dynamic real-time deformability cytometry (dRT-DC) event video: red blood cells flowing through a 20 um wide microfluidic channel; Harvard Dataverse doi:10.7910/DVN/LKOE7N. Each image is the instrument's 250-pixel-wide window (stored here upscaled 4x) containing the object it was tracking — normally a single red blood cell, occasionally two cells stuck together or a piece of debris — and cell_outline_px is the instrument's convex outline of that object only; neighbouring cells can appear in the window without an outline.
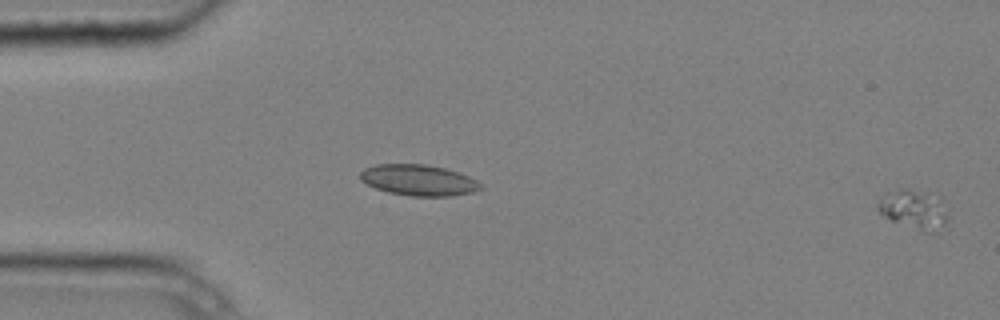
{"species": "common noctule bat (a hibernating species)", "species_latin": "Nyctalus noctula", "temperature_condition": "cold", "stored_images_in_passage": 4, "segment_of_instrument_passage": [2, 2], "camera_frame_rate_fps": 3000, "um_per_image_px": 0.085, "animal": {"sex": "male", "body_mass_g": 20.4}, "frame": {"image": 1, "passage_image": 4, "time_ms": 1.0, "image_size_px": [1000, 320], "cell_outline_px": [[948, 220], [944, 224], [932, 232], [924, 232], [892, 220], [880, 212], [876, 208], [876, 204], [888, 192], [896, 188], [908, 188], [940, 196], [948, 216]], "centroid_in_image_um": [77.69, 17.77], "position_along_channel_um": 7.3, "area_um2": 15.9}}